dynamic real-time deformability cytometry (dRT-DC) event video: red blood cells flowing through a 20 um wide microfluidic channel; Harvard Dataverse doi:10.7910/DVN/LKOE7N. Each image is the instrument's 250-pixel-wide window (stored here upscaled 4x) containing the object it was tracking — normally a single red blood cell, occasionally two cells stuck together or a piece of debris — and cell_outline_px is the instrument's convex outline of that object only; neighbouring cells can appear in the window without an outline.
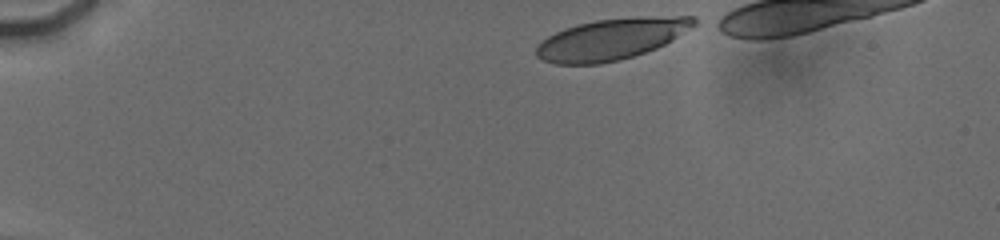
{"species": "human", "species_latin": "Homo sapiens", "temperature_condition": "cold", "stored_images_in_passage": 8, "camera_frame_rate_fps": 3000, "um_per_image_px": 0.085, "donor": {"sex": "male"}, "frame": {"image": 1, "passage_image": 1, "time_ms": 0.0, "image_size_px": [1000, 240], "cell_outline_px": [[696, 24], [672, 40], [656, 48], [620, 60], [600, 64], [556, 64], [544, 60], [536, 56], [536, 44], [540, 40], [564, 28], [576, 24], [596, 20], [632, 16], [696, 16]], "centroid_in_image_um": [51.94, 3.31], "position_along_channel_um": 33.1, "area_um2": 38.09}}
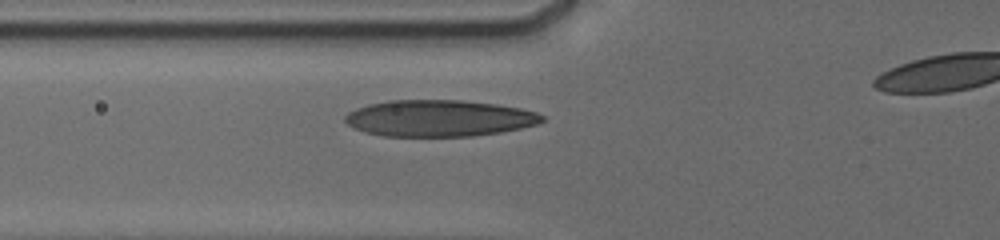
{"frame": {"image": 2, "passage_image": 5, "time_ms": 3.667, "image_size_px": [1000, 240], "cell_outline_px": [[544, 120], [536, 124], [520, 128], [500, 132], [472, 136], [384, 136], [364, 132], [348, 124], [344, 120], [344, 116], [348, 112], [356, 108], [368, 104], [388, 100], [460, 100], [496, 104], [520, 108], [536, 112], [544, 116]], "centroid_in_image_um": [37.3, 10.04], "position_along_channel_um": 88.5, "area_um2": 41.85}}
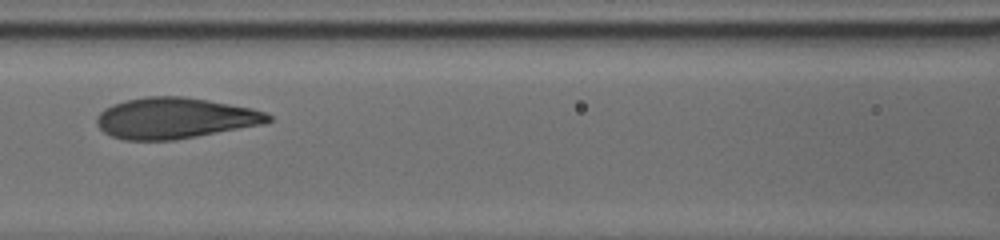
{"frame": {"image": 3, "passage_image": 7, "time_ms": 5.333, "image_size_px": [1000, 240], "cell_outline_px": [[272, 120], [260, 124], [196, 136], [172, 140], [124, 140], [112, 136], [104, 132], [96, 124], [96, 116], [104, 108], [112, 104], [124, 100], [144, 96], [184, 96], [208, 100], [252, 108], [264, 112], [272, 116]], "centroid_in_image_um": [14.8, 10.03], "position_along_channel_um": 151.8, "area_um2": 40.75}}